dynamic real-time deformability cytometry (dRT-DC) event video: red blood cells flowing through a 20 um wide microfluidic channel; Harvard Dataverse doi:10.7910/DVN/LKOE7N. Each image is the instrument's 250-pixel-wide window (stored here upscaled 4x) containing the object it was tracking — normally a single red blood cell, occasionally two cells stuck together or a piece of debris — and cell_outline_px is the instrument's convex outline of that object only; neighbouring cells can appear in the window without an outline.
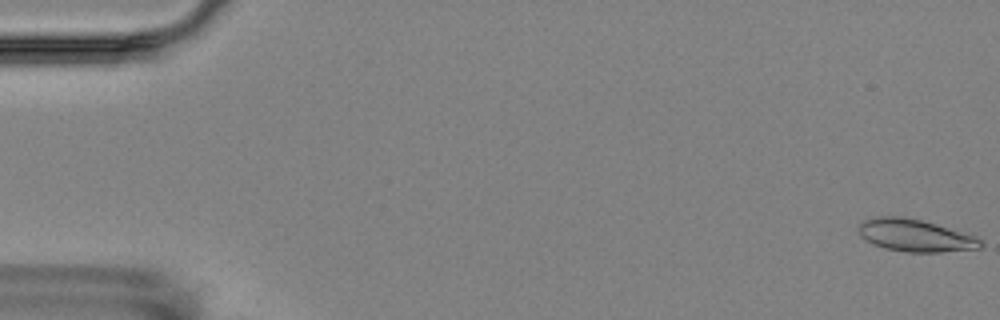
{"species": "Egyptian fruit bat (a non-hibernating species)", "species_latin": "Rousettus aegyptiacus", "temperature_condition": "room temperature", "stored_images_in_passage": 5, "camera_frame_rate_fps": 3000, "um_per_image_px": 0.085, "animal": {"sex": "female"}, "frame": {"image": 1, "passage_image": 1, "time_ms": 0.0, "image_size_px": [1000, 320], "cell_outline_px": [[984, 244], [980, 248], [940, 252], [908, 252], [884, 248], [872, 244], [860, 236], [860, 224], [864, 220], [872, 216], [904, 216], [936, 224], [972, 236], [980, 240]], "centroid_in_image_um": [77.73, 20.01], "position_along_channel_um": 7.3, "area_um2": 22.72}}